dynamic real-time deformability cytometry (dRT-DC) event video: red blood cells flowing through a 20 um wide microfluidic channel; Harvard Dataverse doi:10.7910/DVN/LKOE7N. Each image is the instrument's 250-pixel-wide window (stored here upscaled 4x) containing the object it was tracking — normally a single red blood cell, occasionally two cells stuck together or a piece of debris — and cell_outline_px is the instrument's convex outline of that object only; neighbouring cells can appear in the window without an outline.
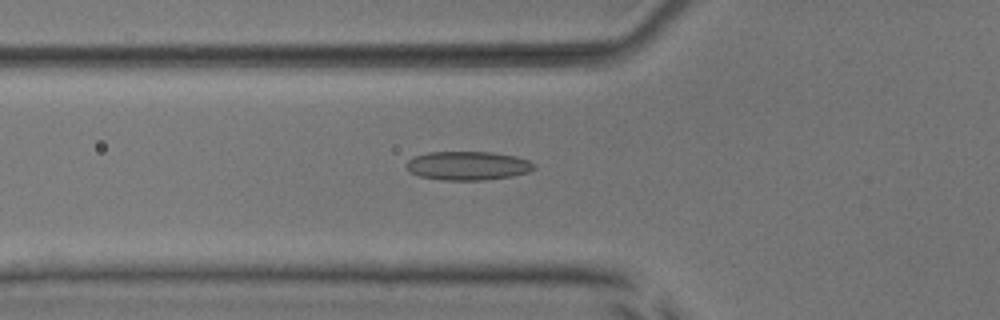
{"species": "common noctule bat (a hibernating species)", "species_latin": "Nyctalus noctula", "temperature_condition": "room temperature", "stored_images_in_passage": 48, "camera_frame_rate_fps": 3000, "um_per_image_px": 0.085, "animal": {"sex": "male", "body_mass_g": 17.9, "forearm_length_mm": 54.2}, "frame": {"image": 1, "passage_image": 19, "time_ms": 6.0, "image_size_px": [1000, 320], "cell_outline_px": [[536, 168], [528, 172], [512, 176], [484, 180], [444, 180], [420, 176], [408, 172], [404, 164], [412, 156], [428, 152], [492, 152], [516, 156], [528, 160], [536, 164]], "centroid_in_image_um": [39.74, 14.08], "position_along_channel_um": 86.1, "area_um2": 21.68}}
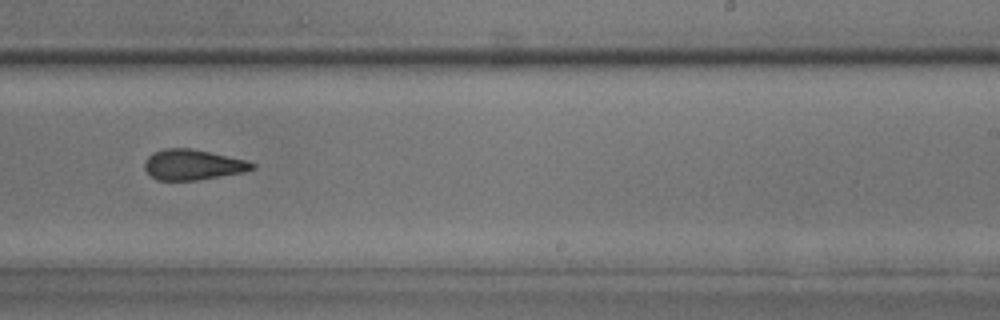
{"frame": {"image": 2, "passage_image": 33, "time_ms": 10.667, "image_size_px": [1000, 320], "cell_outline_px": [[256, 168], [244, 172], [196, 180], [156, 180], [144, 168], [144, 160], [152, 152], [164, 148], [192, 148], [248, 160], [256, 164]], "centroid_in_image_um": [16.4, 13.98], "position_along_channel_um": 272.6, "area_um2": 19.25}}
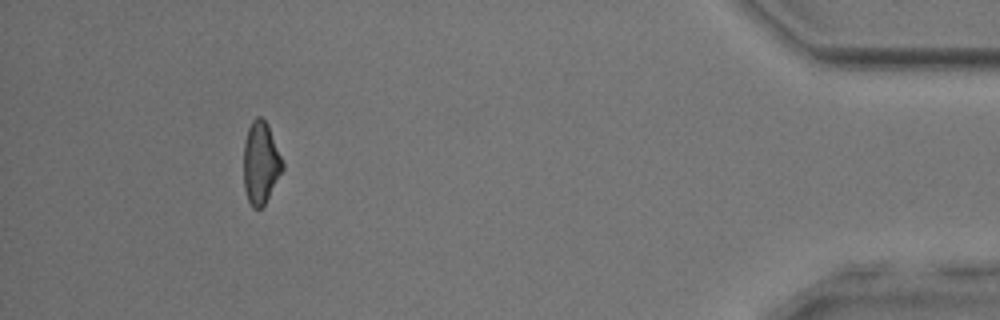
{"frame": {"image": 3, "passage_image": 48, "time_ms": 15.667, "image_size_px": [1000, 320], "cell_outline_px": [[284, 168], [264, 204], [260, 208], [252, 208], [248, 200], [244, 188], [244, 140], [248, 128], [252, 120], [256, 116], [260, 116], [268, 124], [284, 164]], "centroid_in_image_um": [22.15, 13.82], "position_along_channel_um": 413.0, "area_um2": 18.55}, "authors_computed_cell_mechanics": {"area_um2": 20.0277, "velocity_mm_per_s": 3.9979, "shape_relaxation_time_tau1_ms": null, "shape_relaxation_time_tau2_ms": 2.6479, "deformation_change_tau1": null, "deformation_change_tau2": 0.111}}